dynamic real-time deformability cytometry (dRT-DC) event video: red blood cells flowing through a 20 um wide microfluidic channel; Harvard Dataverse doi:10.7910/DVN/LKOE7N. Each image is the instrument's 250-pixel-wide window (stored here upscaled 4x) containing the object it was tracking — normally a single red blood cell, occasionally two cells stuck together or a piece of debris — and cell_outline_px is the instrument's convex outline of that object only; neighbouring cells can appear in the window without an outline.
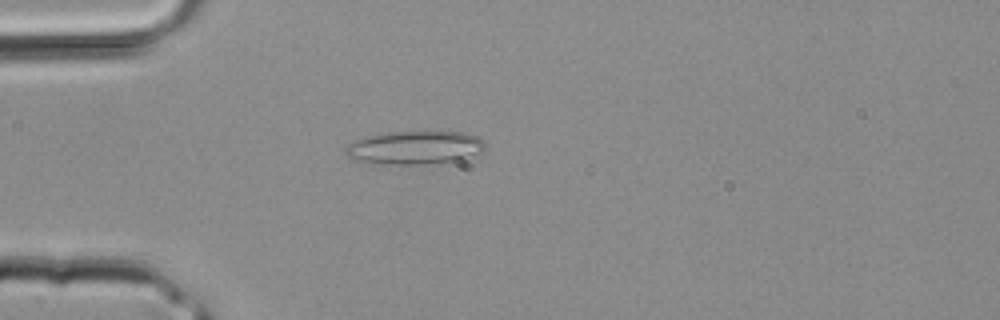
{"species": "common noctule bat (a hibernating species)", "species_latin": "Nyctalus noctula", "temperature_condition": "room temperature", "stored_images_in_passage": 2, "camera_frame_rate_fps": 3000, "um_per_image_px": 0.085, "animal": {"sex": "male", "body_mass_g": 20.4}, "frame": {"image": 1, "passage_image": 2, "time_ms": 0.333, "image_size_px": [1000, 320], "cell_outline_px": [[484, 148], [480, 152], [468, 160], [460, 164], [380, 164], [352, 160], [344, 152], [344, 148], [348, 144], [356, 140], [368, 136], [388, 132], [464, 132], [476, 136], [484, 140]], "centroid_in_image_um": [35.33, 12.59], "position_along_channel_um": 49.7, "area_um2": 27.98}}